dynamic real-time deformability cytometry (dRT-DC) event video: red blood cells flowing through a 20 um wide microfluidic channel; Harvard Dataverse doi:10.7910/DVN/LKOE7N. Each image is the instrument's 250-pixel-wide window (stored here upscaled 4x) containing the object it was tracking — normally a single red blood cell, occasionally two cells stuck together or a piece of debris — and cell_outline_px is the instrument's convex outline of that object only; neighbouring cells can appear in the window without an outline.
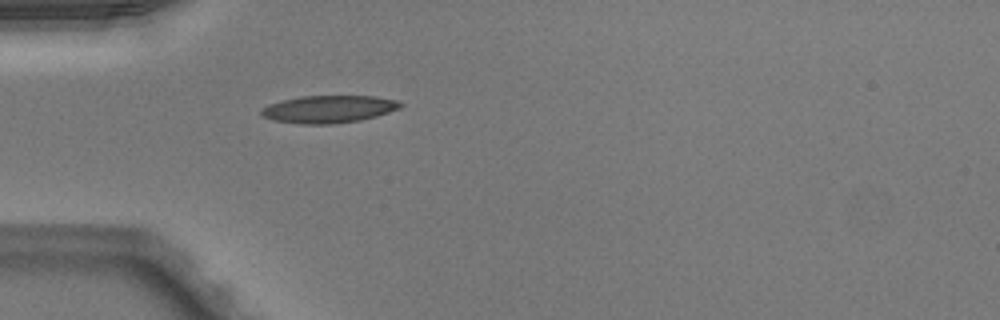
{"species": "Egyptian fruit bat (a non-hibernating species)", "species_latin": "Rousettus aegyptiacus", "temperature_condition": "warm", "stored_images_in_passage": 36, "camera_frame_rate_fps": 3000, "um_per_image_px": 0.085, "animal": {"sex": "male"}, "frame": {"image": 1, "passage_image": 1, "time_ms": 0.0, "image_size_px": [1000, 320], "cell_outline_px": [[404, 104], [400, 108], [376, 116], [360, 120], [332, 124], [304, 124], [272, 120], [264, 116], [260, 112], [260, 108], [268, 104], [300, 96], [376, 96], [396, 100]], "centroid_in_image_um": [27.93, 9.27], "position_along_channel_um": 57.1, "area_um2": 22.2}}
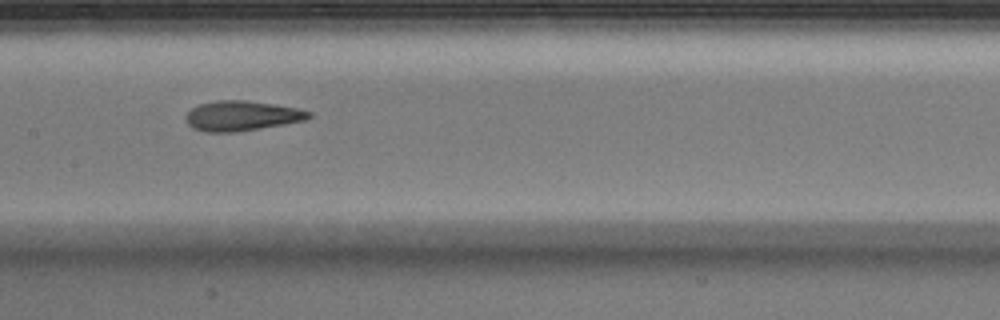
{"frame": {"image": 2, "passage_image": 11, "time_ms": 3.333, "image_size_px": [1000, 320], "cell_outline_px": [[312, 116], [304, 120], [284, 124], [236, 132], [204, 132], [192, 128], [188, 124], [184, 116], [192, 108], [200, 104], [216, 100], [248, 100], [300, 108], [312, 112]], "centroid_in_image_um": [20.55, 9.84], "position_along_channel_um": 186.9, "area_um2": 21.62}}
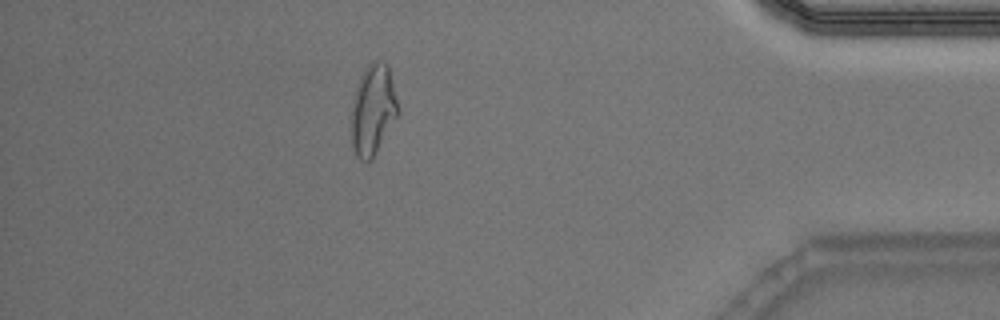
{"frame": {"image": 3, "passage_image": 30, "time_ms": 9.667, "image_size_px": [1000, 320], "cell_outline_px": [[400, 112], [372, 160], [360, 160], [356, 156], [352, 144], [352, 108], [356, 88], [360, 76], [368, 64], [376, 60], [380, 60], [388, 64]], "centroid_in_image_um": [31.72, 9.33], "position_along_channel_um": 403.5, "area_um2": 24.51}, "authors_computed_cell_mechanics": {"area_um2": 21.6461, "velocity_mm_per_s": 4.0462, "shape_relaxation_time_tau1_ms": 4.2218, "shape_relaxation_time_tau2_ms": 1.7108, "deformation_change_tau1": 0.1937, "deformation_change_tau2": 0.109}}